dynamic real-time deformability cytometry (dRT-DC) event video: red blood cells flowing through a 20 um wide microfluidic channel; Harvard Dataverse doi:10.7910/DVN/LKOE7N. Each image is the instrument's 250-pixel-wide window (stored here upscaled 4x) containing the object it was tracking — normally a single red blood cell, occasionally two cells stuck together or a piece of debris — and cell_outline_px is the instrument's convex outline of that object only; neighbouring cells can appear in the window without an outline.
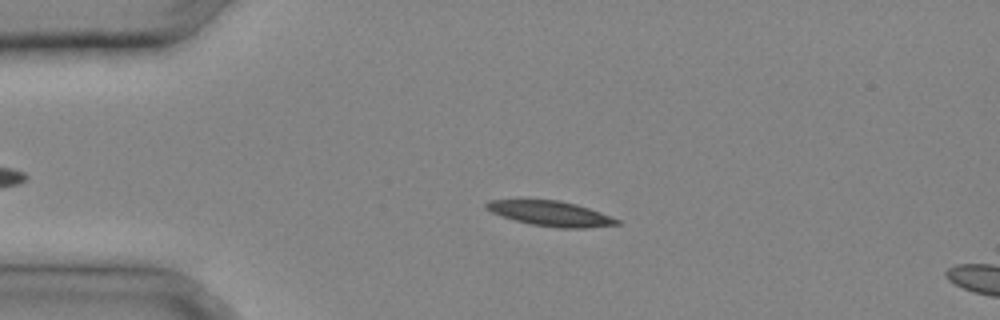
{"species": "common noctule bat (a hibernating species)", "species_latin": "Nyctalus noctula", "temperature_condition": "cold", "stored_images_in_passage": 32, "camera_frame_rate_fps": 3000, "um_per_image_px": 0.085, "animal": {"sex": "male", "body_mass_g": 20.4}, "frame": {"image": 1, "passage_image": 8, "time_ms": 2.333, "image_size_px": [1000, 320], "cell_outline_px": [[620, 224], [584, 228], [556, 228], [532, 224], [516, 220], [492, 212], [484, 208], [484, 204], [488, 200], [560, 200], [576, 204], [600, 212], [620, 220]], "centroid_in_image_um": [46.81, 18.15], "position_along_channel_um": 38.2, "area_um2": 18.84}}
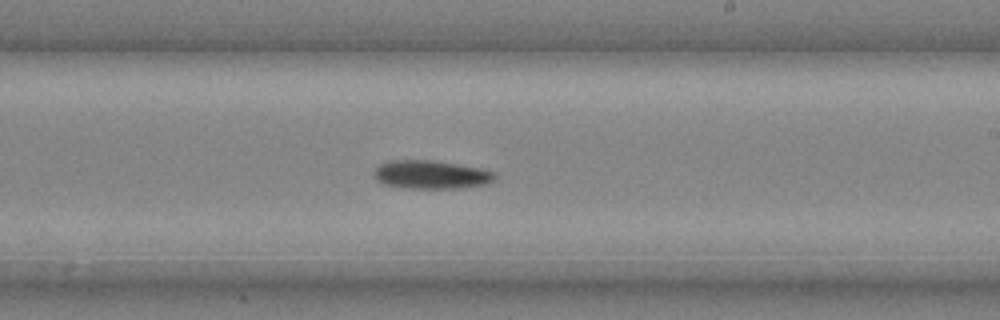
{"frame": {"image": 2, "passage_image": 20, "time_ms": 6.333, "image_size_px": [1000, 320], "cell_outline_px": [[496, 176], [488, 184], [456, 188], [412, 188], [384, 184], [376, 180], [372, 172], [380, 164], [388, 160], [436, 160], [484, 168], [496, 172]], "centroid_in_image_um": [36.66, 14.82], "position_along_channel_um": 252.3, "area_um2": 20.23}}
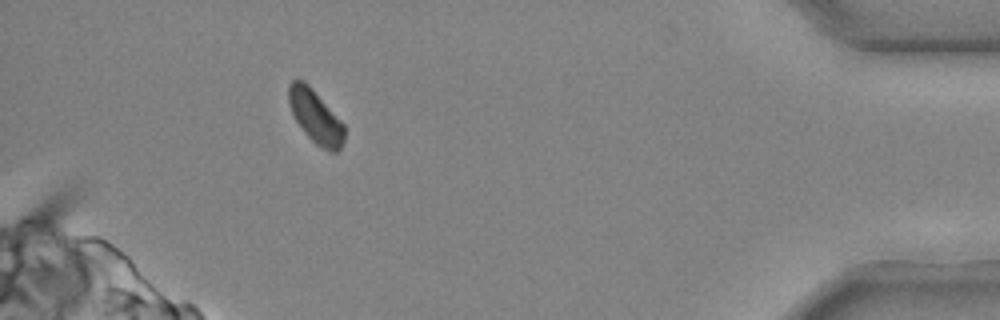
{"frame": {"image": 3, "passage_image": 30, "time_ms": 9.667, "image_size_px": [1000, 320], "cell_outline_px": [[344, 140], [340, 148], [336, 152], [328, 152], [316, 144], [304, 132], [296, 120], [292, 112], [288, 100], [288, 84], [292, 80], [304, 80], [312, 88], [344, 124]], "centroid_in_image_um": [26.81, 9.91], "position_along_channel_um": 408.4, "area_um2": 17.11}}